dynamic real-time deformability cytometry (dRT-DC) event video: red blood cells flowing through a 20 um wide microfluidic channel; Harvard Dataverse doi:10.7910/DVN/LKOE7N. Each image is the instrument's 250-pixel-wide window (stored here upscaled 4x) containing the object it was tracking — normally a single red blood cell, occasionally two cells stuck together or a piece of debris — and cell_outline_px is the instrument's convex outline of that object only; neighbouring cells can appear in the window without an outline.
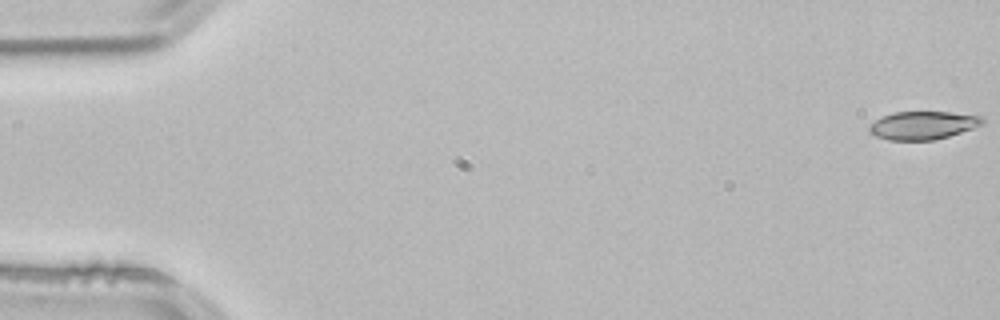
{"species": "common noctule bat (a hibernating species)", "species_latin": "Nyctalus noctula", "temperature_condition": "room temperature", "stored_images_in_passage": 53, "camera_frame_rate_fps": 3000, "um_per_image_px": 0.085, "animal": {"sex": "male", "body_mass_g": 21.5, "forearm_length_mm": 52.0}, "frame": {"image": 1, "passage_image": 1, "time_ms": 0.0, "image_size_px": [1000, 320], "cell_outline_px": [[984, 124], [948, 136], [932, 140], [888, 140], [876, 136], [868, 132], [868, 124], [892, 112], [948, 112], [984, 116]], "centroid_in_image_um": [78.42, 10.65], "position_along_channel_um": 6.6, "area_um2": 18.55}}
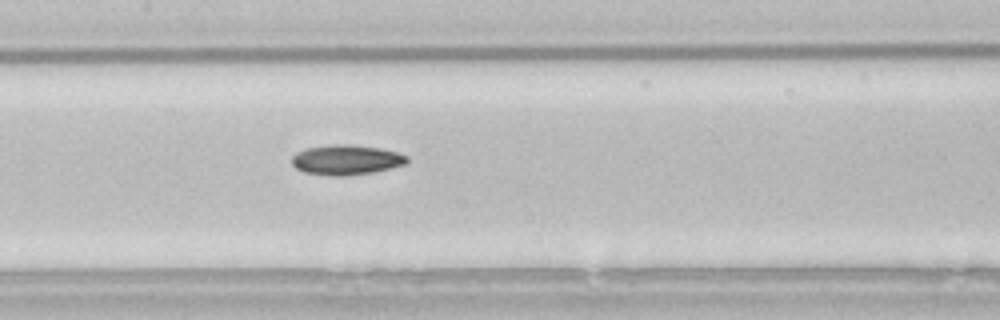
{"frame": {"image": 2, "passage_image": 26, "time_ms": 8.333, "image_size_px": [1000, 320], "cell_outline_px": [[408, 164], [372, 172], [344, 176], [336, 176], [304, 172], [296, 168], [292, 164], [292, 156], [296, 152], [308, 148], [332, 144], [352, 144], [380, 148], [396, 152], [408, 156]], "centroid_in_image_um": [29.45, 13.58], "position_along_channel_um": 178.0, "area_um2": 20.11}}
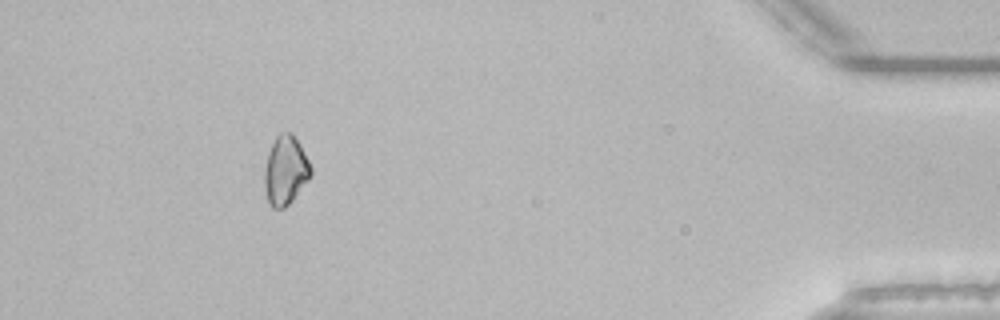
{"frame": {"image": 3, "passage_image": 49, "time_ms": 16.0, "image_size_px": [1000, 320], "cell_outline_px": [[312, 176], [292, 200], [284, 208], [272, 208], [268, 200], [264, 188], [264, 168], [268, 152], [276, 136], [280, 132], [292, 132], [300, 144], [312, 168]], "centroid_in_image_um": [24.26, 14.47], "position_along_channel_um": 410.9, "area_um2": 18.73}, "authors_computed_cell_mechanics": {"area_um2": 19.0162, "velocity_mm_per_s": 3.8454, "shape_relaxation_time_tau1_ms": 8.6356, "shape_relaxation_time_tau2_ms": null, "deformation_change_tau1": 0.1189, "deformation_change_tau2": null}}